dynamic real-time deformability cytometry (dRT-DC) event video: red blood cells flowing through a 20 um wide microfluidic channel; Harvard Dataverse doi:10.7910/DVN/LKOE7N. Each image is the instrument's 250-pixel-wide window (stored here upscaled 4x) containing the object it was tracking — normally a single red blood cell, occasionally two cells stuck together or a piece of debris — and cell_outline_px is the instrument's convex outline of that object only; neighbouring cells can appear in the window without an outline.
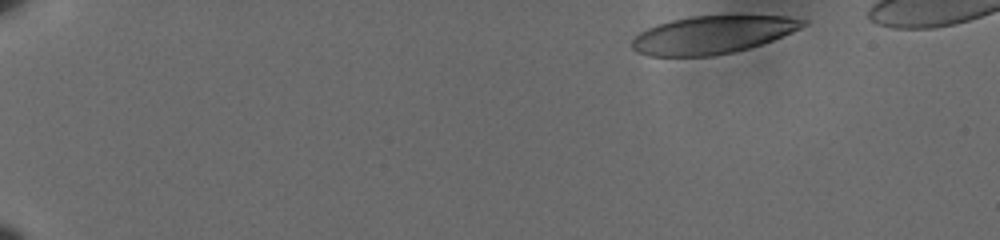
{"species": "human", "species_latin": "Homo sapiens", "temperature_condition": "cold", "stored_images_in_passage": 48, "camera_frame_rate_fps": 3000, "um_per_image_px": 0.085, "donor": {"sex": "male"}, "frame": {"image": 1, "passage_image": 1, "time_ms": 0.0, "image_size_px": [1000, 240], "cell_outline_px": [[808, 24], [792, 32], [772, 40], [748, 48], [732, 52], [712, 56], [648, 56], [636, 52], [632, 48], [632, 40], [640, 32], [648, 28], [672, 20], [692, 16], [784, 16], [808, 20]], "centroid_in_image_um": [60.55, 2.96], "position_along_channel_um": 24.4, "area_um2": 37.34}}
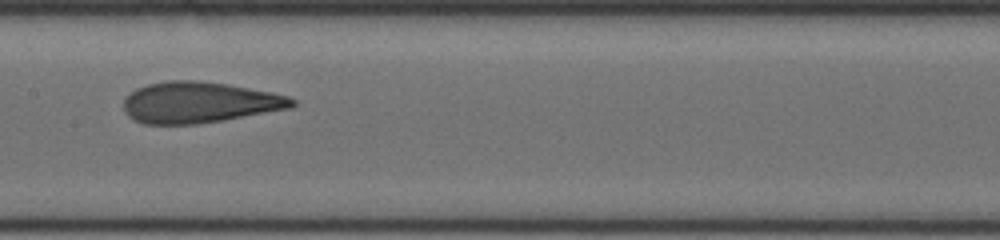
{"frame": {"image": 2, "passage_image": 22, "time_ms": 7.0, "image_size_px": [1000, 240], "cell_outline_px": [[296, 104], [292, 108], [224, 120], [196, 124], [144, 124], [128, 116], [124, 108], [124, 96], [136, 88], [148, 84], [168, 80], [196, 80], [228, 84], [272, 92], [288, 96], [296, 100]], "centroid_in_image_um": [16.95, 8.7], "position_along_channel_um": 190.4, "area_um2": 40.52}}
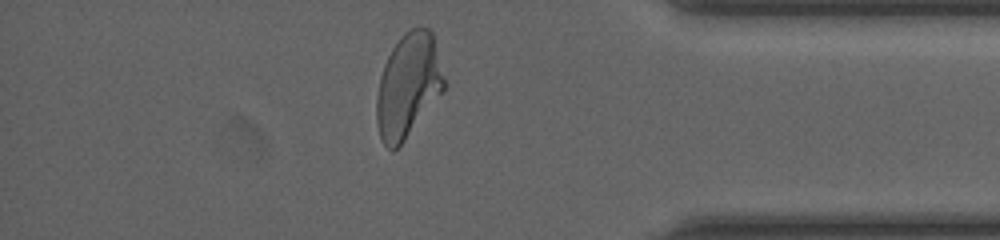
{"frame": {"image": 3, "passage_image": 41, "time_ms": 13.333, "image_size_px": [1000, 240], "cell_outline_px": [[444, 88], [404, 140], [392, 152], [380, 140], [376, 120], [376, 96], [380, 76], [384, 64], [392, 48], [400, 36], [404, 32], [412, 28], [428, 28], [432, 32], [444, 80]], "centroid_in_image_um": [34.64, 7.27], "position_along_channel_um": 400.6, "area_um2": 40.17}}